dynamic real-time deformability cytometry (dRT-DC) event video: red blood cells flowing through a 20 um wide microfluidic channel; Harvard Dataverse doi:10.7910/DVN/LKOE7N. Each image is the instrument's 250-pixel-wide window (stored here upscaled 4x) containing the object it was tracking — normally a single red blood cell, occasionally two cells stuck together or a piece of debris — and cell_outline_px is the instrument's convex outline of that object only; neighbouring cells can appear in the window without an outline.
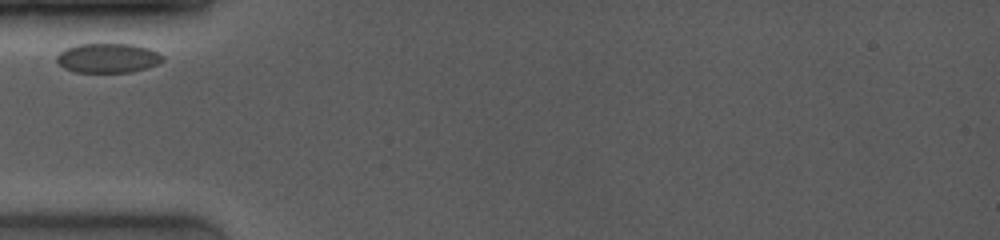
{"species": "common noctule bat (a hibernating species)", "species_latin": "Nyctalus noctula", "temperature_condition": "room temperature", "stored_images_in_passage": 18, "camera_frame_rate_fps": 4000, "um_per_image_px": 0.085, "animal": {"sex": "female", "body_mass_g": 19.0, "forearm_length_mm": 53.3}, "frame": {"image": 1, "passage_image": 1, "time_ms": 0.0, "image_size_px": [1000, 240], "cell_outline_px": [[164, 60], [148, 68], [132, 72], [76, 72], [64, 68], [56, 60], [56, 56], [64, 48], [76, 44], [132, 44], [148, 48], [164, 56]], "centroid_in_image_um": [9.16, 4.93], "position_along_channel_um": 75.8, "area_um2": 18.26}}
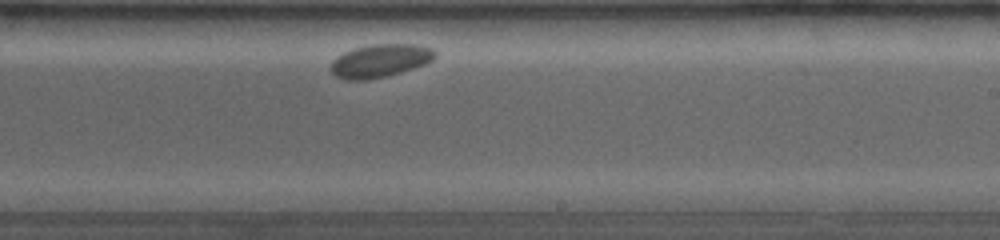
{"frame": {"image": 2, "passage_image": 10, "time_ms": 5.25, "image_size_px": [1000, 240], "cell_outline_px": [[436, 56], [432, 60], [424, 64], [400, 72], [384, 76], [364, 80], [348, 80], [336, 76], [332, 72], [332, 60], [336, 56], [344, 52], [356, 48], [372, 44], [416, 44], [432, 48], [436, 52]], "centroid_in_image_um": [32.31, 5.15], "position_along_channel_um": 256.7, "area_um2": 19.83}}
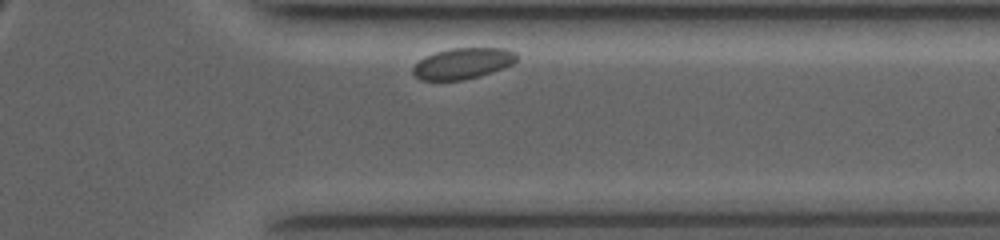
{"frame": {"image": 3, "passage_image": 16, "time_ms": 8.5, "image_size_px": [1000, 240], "cell_outline_px": [[520, 56], [512, 64], [504, 68], [480, 76], [464, 80], [420, 80], [412, 72], [412, 68], [424, 56], [436, 52], [452, 48], [504, 48], [516, 52]], "centroid_in_image_um": [39.37, 5.39], "position_along_channel_um": 372.0, "area_um2": 18.84}}